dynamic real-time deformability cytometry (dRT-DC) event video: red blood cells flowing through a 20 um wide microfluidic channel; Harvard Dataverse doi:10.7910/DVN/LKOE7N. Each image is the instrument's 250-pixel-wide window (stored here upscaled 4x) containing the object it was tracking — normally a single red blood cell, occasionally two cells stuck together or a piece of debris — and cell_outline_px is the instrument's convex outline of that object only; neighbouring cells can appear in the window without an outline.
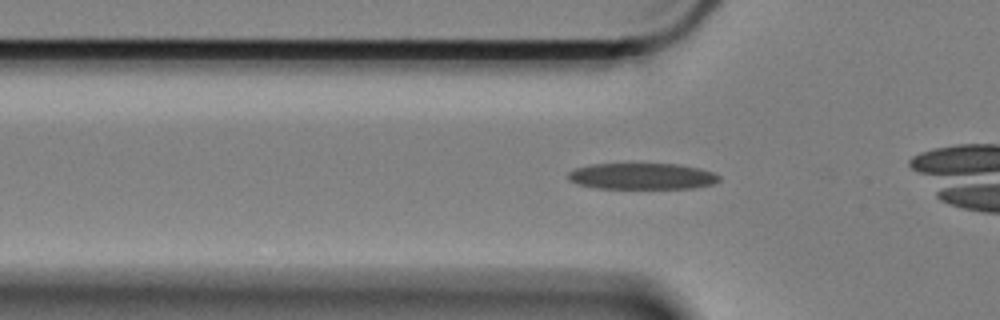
{"species": "Egyptian fruit bat (a non-hibernating species)", "species_latin": "Rousettus aegyptiacus", "temperature_condition": "cold", "stored_images_in_passage": 14, "camera_frame_rate_fps": 3000, "um_per_image_px": 0.085, "animal": {"sex": "female"}, "frame": {"image": 1, "passage_image": 8, "time_ms": 2.333, "image_size_px": [1000, 320], "cell_outline_px": [[720, 180], [712, 184], [692, 188], [596, 188], [576, 184], [568, 180], [568, 172], [576, 168], [592, 164], [680, 164], [700, 168], [716, 172], [720, 176]], "centroid_in_image_um": [54.59, 14.98], "position_along_channel_um": 71.2, "area_um2": 23.24}}
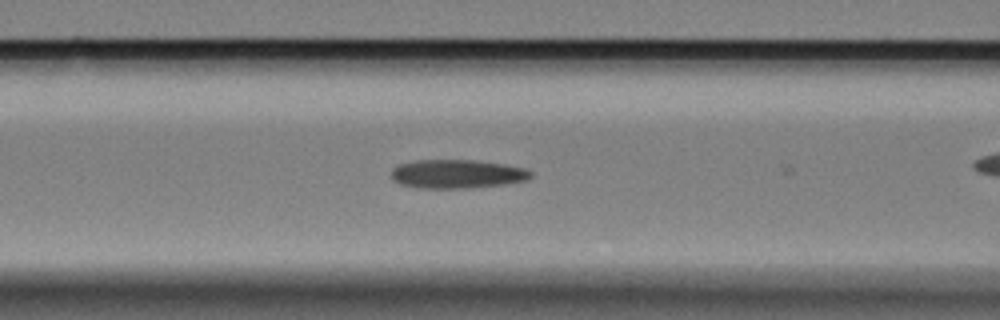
{"frame": {"image": 2, "passage_image": 13, "time_ms": 4.0, "image_size_px": [1000, 320], "cell_outline_px": [[532, 176], [524, 180], [504, 184], [468, 188], [416, 188], [400, 184], [392, 180], [392, 168], [396, 164], [416, 160], [472, 160], [504, 164], [524, 168], [532, 172]], "centroid_in_image_um": [38.78, 14.78], "position_along_channel_um": 127.8, "area_um2": 23.41}}